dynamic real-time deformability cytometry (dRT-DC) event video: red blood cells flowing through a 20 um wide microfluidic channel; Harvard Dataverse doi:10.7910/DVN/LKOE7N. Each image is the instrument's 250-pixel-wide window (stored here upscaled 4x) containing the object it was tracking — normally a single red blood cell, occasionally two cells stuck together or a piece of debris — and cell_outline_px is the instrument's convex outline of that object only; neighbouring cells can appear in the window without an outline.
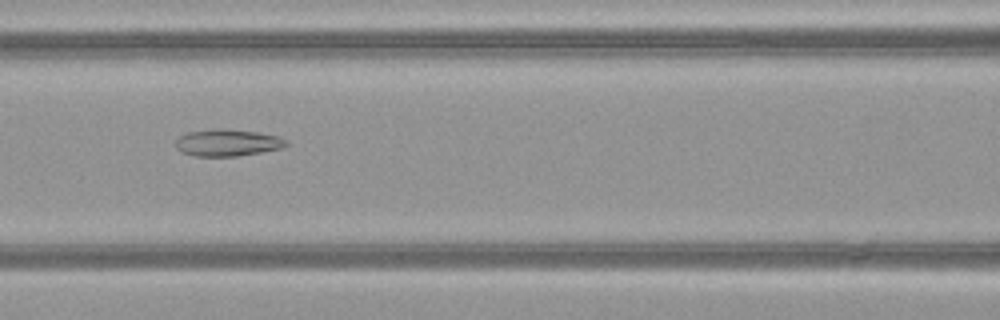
{"species": "common noctule bat (a hibernating species)", "species_latin": "Nyctalus noctula", "temperature_condition": "warm", "stored_images_in_passage": 39, "segment_of_instrument_passage": [1, 2], "camera_frame_rate_fps": 3000, "um_per_image_px": 0.085, "animal": {"sex": "female", "body_mass_g": 21.9}, "frame": {"image": 1, "passage_image": 20, "time_ms": 6.333, "image_size_px": [1000, 320], "cell_outline_px": [[288, 144], [284, 148], [236, 156], [196, 156], [180, 152], [176, 148], [176, 140], [180, 136], [188, 132], [256, 132], [280, 136], [288, 140]], "centroid_in_image_um": [19.4, 12.19], "position_along_channel_um": 147.2, "area_um2": 16.36}}
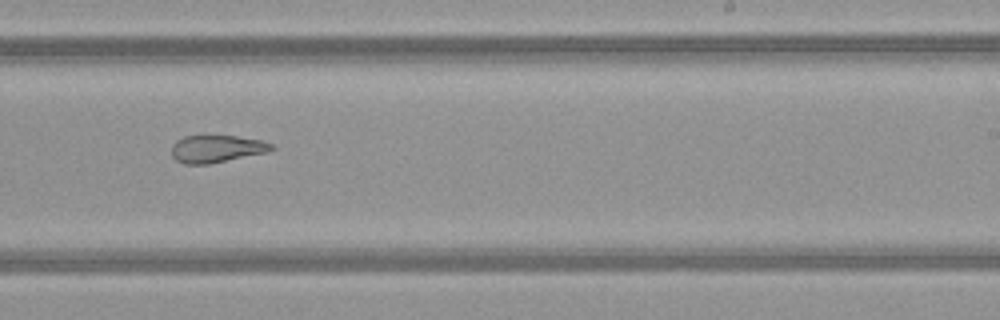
{"frame": {"image": 2, "passage_image": 29, "time_ms": 9.333, "image_size_px": [1000, 320], "cell_outline_px": [[276, 148], [268, 152], [208, 164], [184, 164], [176, 160], [172, 156], [172, 144], [176, 140], [184, 136], [236, 136], [264, 140], [272, 144]], "centroid_in_image_um": [18.43, 12.64], "position_along_channel_um": 270.6, "area_um2": 16.01}}
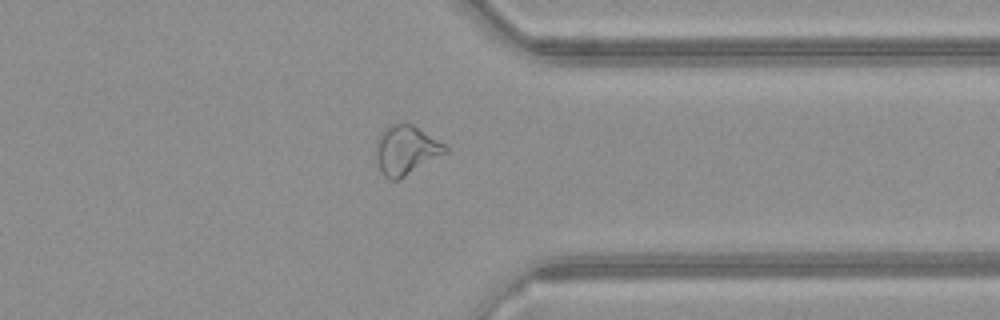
{"frame": {"image": 3, "passage_image": 37, "time_ms": 12.0, "image_size_px": [1000, 320], "cell_outline_px": [[448, 152], [404, 176], [396, 180], [388, 180], [380, 172], [376, 156], [376, 140], [384, 128], [388, 124], [412, 124], [444, 144], [448, 148]], "centroid_in_image_um": [34.48, 12.76], "position_along_channel_um": 376.9, "area_um2": 19.65}}